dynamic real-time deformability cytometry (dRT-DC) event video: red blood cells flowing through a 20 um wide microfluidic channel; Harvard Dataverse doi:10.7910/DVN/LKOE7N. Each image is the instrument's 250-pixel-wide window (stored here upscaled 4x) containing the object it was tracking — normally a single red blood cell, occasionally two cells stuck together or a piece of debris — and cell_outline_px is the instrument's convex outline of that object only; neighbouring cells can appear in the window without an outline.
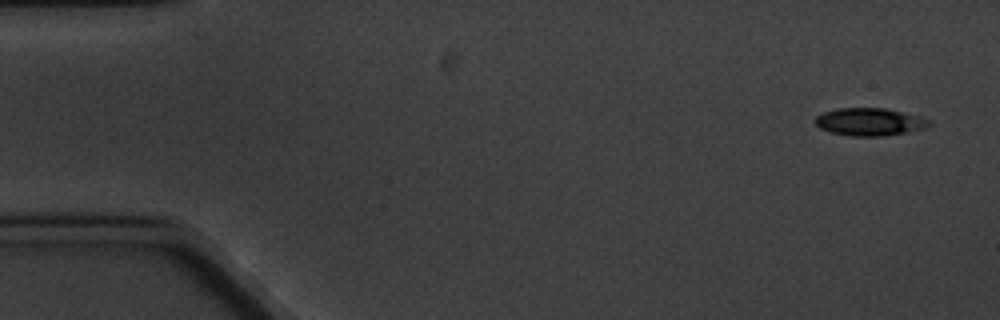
{"species": "common noctule bat (a hibernating species)", "species_latin": "Nyctalus noctula", "temperature_condition": "cold", "stored_images_in_passage": 5, "camera_frame_rate_fps": 3000, "um_per_image_px": 0.085, "animal": {"sex": "male", "body_mass_g": 20.1, "forearm_length_mm": 53.5}, "frame": {"image": 1, "passage_image": 1, "time_ms": 0.0, "image_size_px": [1000, 320], "cell_outline_px": [[932, 124], [924, 128], [904, 132], [880, 136], [852, 136], [832, 132], [820, 128], [816, 124], [816, 116], [824, 112], [836, 108], [884, 108], [920, 116], [928, 120]], "centroid_in_image_um": [73.9, 10.35], "position_along_channel_um": 11.1, "area_um2": 18.03}}
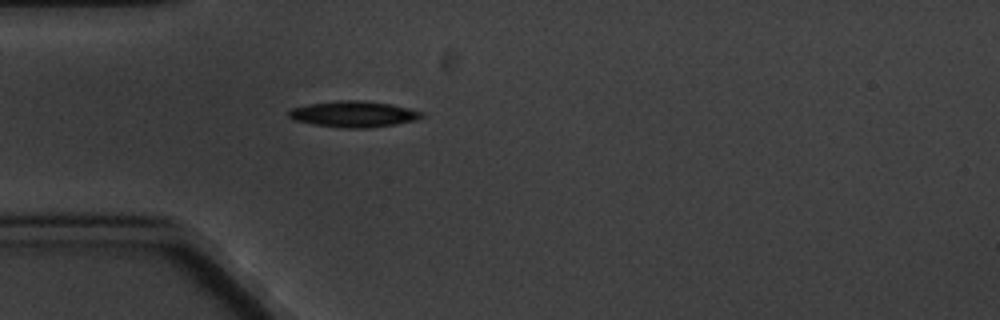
{"frame": {"image": 2, "passage_image": 5, "time_ms": 4.667, "image_size_px": [1000, 320], "cell_outline_px": [[424, 116], [416, 120], [396, 124], [368, 128], [344, 128], [312, 124], [292, 120], [288, 116], [288, 112], [292, 108], [308, 104], [340, 100], [360, 100], [392, 104], [424, 112]], "centroid_in_image_um": [30.06, 9.7], "position_along_channel_um": 54.9, "area_um2": 20.29}}